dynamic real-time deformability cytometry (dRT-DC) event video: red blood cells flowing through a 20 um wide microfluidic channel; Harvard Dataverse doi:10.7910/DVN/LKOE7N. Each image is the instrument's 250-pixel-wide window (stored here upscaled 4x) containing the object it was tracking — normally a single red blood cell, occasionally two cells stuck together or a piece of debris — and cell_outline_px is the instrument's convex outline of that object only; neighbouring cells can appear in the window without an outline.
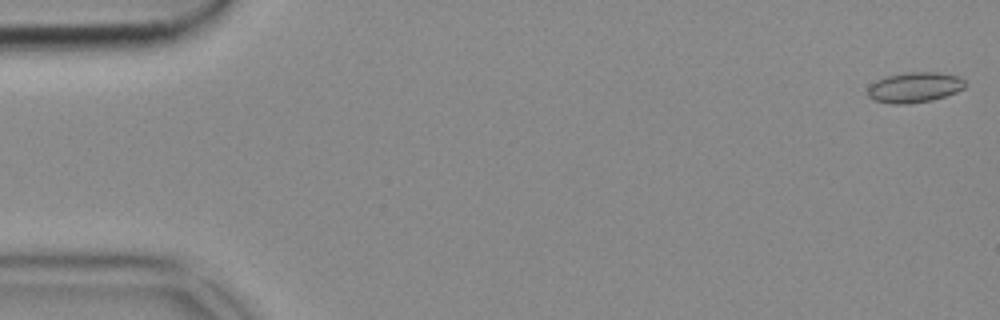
{"species": "common noctule bat (a hibernating species)", "species_latin": "Nyctalus noctula", "temperature_condition": "cold", "stored_images_in_passage": 53, "camera_frame_rate_fps": 3000, "um_per_image_px": 0.085, "animal": {"sex": "female", "body_mass_g": 18.4}, "frame": {"image": 1, "passage_image": 1, "time_ms": 0.0, "image_size_px": [1000, 320], "cell_outline_px": [[964, 88], [956, 92], [932, 100], [908, 104], [892, 104], [876, 100], [868, 96], [868, 88], [876, 80], [888, 76], [908, 72], [936, 72], [960, 76], [964, 80]], "centroid_in_image_um": [77.75, 7.42], "position_along_channel_um": 7.3, "area_um2": 17.05}}
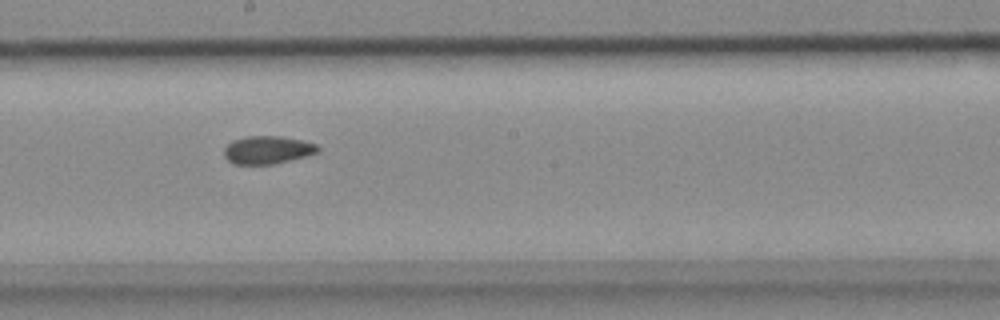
{"frame": {"image": 2, "passage_image": 29, "time_ms": 9.333, "image_size_px": [1000, 320], "cell_outline_px": [[320, 148], [316, 152], [304, 156], [272, 164], [232, 164], [224, 156], [224, 148], [232, 140], [244, 136], [280, 136], [300, 140], [316, 144]], "centroid_in_image_um": [22.67, 12.73], "position_along_channel_um": 225.5, "area_um2": 15.09}}
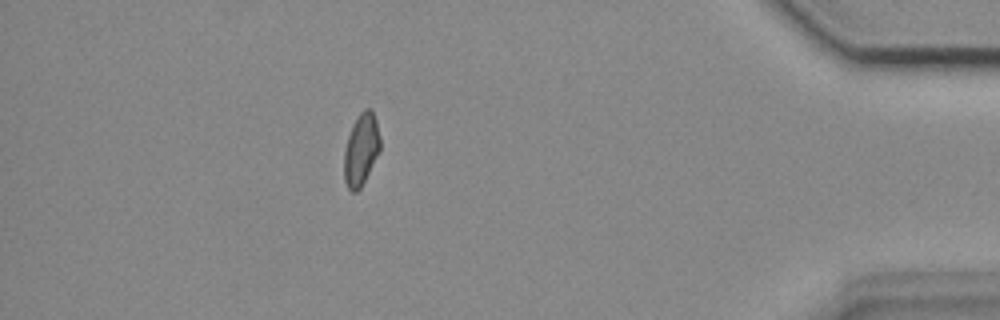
{"frame": {"image": 3, "passage_image": 47, "time_ms": 15.333, "image_size_px": [1000, 320], "cell_outline_px": [[380, 152], [360, 188], [356, 192], [352, 192], [348, 188], [344, 180], [344, 152], [348, 136], [360, 112], [364, 108], [372, 108], [376, 120], [380, 136]], "centroid_in_image_um": [30.71, 12.71], "position_along_channel_um": 404.5, "area_um2": 15.09}}